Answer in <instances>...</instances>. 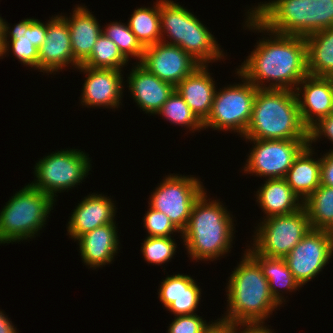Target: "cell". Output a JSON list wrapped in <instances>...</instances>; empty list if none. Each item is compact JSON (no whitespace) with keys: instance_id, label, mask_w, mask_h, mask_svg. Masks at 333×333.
Returning a JSON list of instances; mask_svg holds the SVG:
<instances>
[{"instance_id":"3957f363","label":"cell","mask_w":333,"mask_h":333,"mask_svg":"<svg viewBox=\"0 0 333 333\" xmlns=\"http://www.w3.org/2000/svg\"><path fill=\"white\" fill-rule=\"evenodd\" d=\"M242 257L228 278L227 313L222 319L236 324L265 322L281 305L273 298L259 263L246 250Z\"/></svg>"},{"instance_id":"8fae6325","label":"cell","mask_w":333,"mask_h":333,"mask_svg":"<svg viewBox=\"0 0 333 333\" xmlns=\"http://www.w3.org/2000/svg\"><path fill=\"white\" fill-rule=\"evenodd\" d=\"M162 181L151 193L148 204L154 210L166 214L182 232L188 224L195 201L205 191V187L193 175L170 173Z\"/></svg>"},{"instance_id":"484cf974","label":"cell","mask_w":333,"mask_h":333,"mask_svg":"<svg viewBox=\"0 0 333 333\" xmlns=\"http://www.w3.org/2000/svg\"><path fill=\"white\" fill-rule=\"evenodd\" d=\"M314 151L307 145L295 158L285 176L288 185L302 201L320 186L321 158L314 159Z\"/></svg>"},{"instance_id":"44dd1931","label":"cell","mask_w":333,"mask_h":333,"mask_svg":"<svg viewBox=\"0 0 333 333\" xmlns=\"http://www.w3.org/2000/svg\"><path fill=\"white\" fill-rule=\"evenodd\" d=\"M158 298L174 316L196 314L201 288L190 275L174 274L161 281Z\"/></svg>"},{"instance_id":"ac0fdd59","label":"cell","mask_w":333,"mask_h":333,"mask_svg":"<svg viewBox=\"0 0 333 333\" xmlns=\"http://www.w3.org/2000/svg\"><path fill=\"white\" fill-rule=\"evenodd\" d=\"M294 92L302 122L308 129L329 115L333 100L332 77L308 74L298 83Z\"/></svg>"},{"instance_id":"1f68e13d","label":"cell","mask_w":333,"mask_h":333,"mask_svg":"<svg viewBox=\"0 0 333 333\" xmlns=\"http://www.w3.org/2000/svg\"><path fill=\"white\" fill-rule=\"evenodd\" d=\"M128 63L129 61L121 54L117 45L101 34L91 55L81 65L89 68L122 70Z\"/></svg>"},{"instance_id":"5b68a950","label":"cell","mask_w":333,"mask_h":333,"mask_svg":"<svg viewBox=\"0 0 333 333\" xmlns=\"http://www.w3.org/2000/svg\"><path fill=\"white\" fill-rule=\"evenodd\" d=\"M249 11L279 34L306 37L333 27V0H272Z\"/></svg>"},{"instance_id":"ffe728a7","label":"cell","mask_w":333,"mask_h":333,"mask_svg":"<svg viewBox=\"0 0 333 333\" xmlns=\"http://www.w3.org/2000/svg\"><path fill=\"white\" fill-rule=\"evenodd\" d=\"M127 87L134 101L146 114L156 115L175 87L149 73L138 62L131 69Z\"/></svg>"},{"instance_id":"5bb4252c","label":"cell","mask_w":333,"mask_h":333,"mask_svg":"<svg viewBox=\"0 0 333 333\" xmlns=\"http://www.w3.org/2000/svg\"><path fill=\"white\" fill-rule=\"evenodd\" d=\"M139 64L174 87L201 65L179 46L163 42L144 47Z\"/></svg>"},{"instance_id":"4316f807","label":"cell","mask_w":333,"mask_h":333,"mask_svg":"<svg viewBox=\"0 0 333 333\" xmlns=\"http://www.w3.org/2000/svg\"><path fill=\"white\" fill-rule=\"evenodd\" d=\"M250 246L245 250L259 263L264 276L268 280L273 298L282 305V303L286 302L283 293L298 290L301 288L300 284L292 275L285 258L263 256Z\"/></svg>"},{"instance_id":"7c38bea8","label":"cell","mask_w":333,"mask_h":333,"mask_svg":"<svg viewBox=\"0 0 333 333\" xmlns=\"http://www.w3.org/2000/svg\"><path fill=\"white\" fill-rule=\"evenodd\" d=\"M243 139L254 145L242 171L265 179L285 178L295 158L308 145V139Z\"/></svg>"},{"instance_id":"f546056e","label":"cell","mask_w":333,"mask_h":333,"mask_svg":"<svg viewBox=\"0 0 333 333\" xmlns=\"http://www.w3.org/2000/svg\"><path fill=\"white\" fill-rule=\"evenodd\" d=\"M312 229H333V187L320 185L303 201Z\"/></svg>"},{"instance_id":"277c9868","label":"cell","mask_w":333,"mask_h":333,"mask_svg":"<svg viewBox=\"0 0 333 333\" xmlns=\"http://www.w3.org/2000/svg\"><path fill=\"white\" fill-rule=\"evenodd\" d=\"M259 140L308 139L293 90L258 88L249 125L242 136Z\"/></svg>"},{"instance_id":"74e56055","label":"cell","mask_w":333,"mask_h":333,"mask_svg":"<svg viewBox=\"0 0 333 333\" xmlns=\"http://www.w3.org/2000/svg\"><path fill=\"white\" fill-rule=\"evenodd\" d=\"M321 156L320 185L333 187V151Z\"/></svg>"},{"instance_id":"60d3db41","label":"cell","mask_w":333,"mask_h":333,"mask_svg":"<svg viewBox=\"0 0 333 333\" xmlns=\"http://www.w3.org/2000/svg\"><path fill=\"white\" fill-rule=\"evenodd\" d=\"M4 313L0 310V333H18L17 328L14 327L15 325Z\"/></svg>"},{"instance_id":"e0dca14e","label":"cell","mask_w":333,"mask_h":333,"mask_svg":"<svg viewBox=\"0 0 333 333\" xmlns=\"http://www.w3.org/2000/svg\"><path fill=\"white\" fill-rule=\"evenodd\" d=\"M70 64L73 68L80 65L73 57L68 22L61 13L47 21L46 38L38 49V71L49 75Z\"/></svg>"},{"instance_id":"b9f144b4","label":"cell","mask_w":333,"mask_h":333,"mask_svg":"<svg viewBox=\"0 0 333 333\" xmlns=\"http://www.w3.org/2000/svg\"><path fill=\"white\" fill-rule=\"evenodd\" d=\"M4 22H5V19H3L0 15V47H1V42L3 40V35H4Z\"/></svg>"},{"instance_id":"ab89813d","label":"cell","mask_w":333,"mask_h":333,"mask_svg":"<svg viewBox=\"0 0 333 333\" xmlns=\"http://www.w3.org/2000/svg\"><path fill=\"white\" fill-rule=\"evenodd\" d=\"M236 331L237 333H274L265 325V322L237 323Z\"/></svg>"},{"instance_id":"d6a6232c","label":"cell","mask_w":333,"mask_h":333,"mask_svg":"<svg viewBox=\"0 0 333 333\" xmlns=\"http://www.w3.org/2000/svg\"><path fill=\"white\" fill-rule=\"evenodd\" d=\"M102 29V34L111 39L118 47L121 54L129 61L130 57L138 59V63L141 61L144 47L137 40L129 28L128 23L111 22L105 25Z\"/></svg>"},{"instance_id":"f1b7e54d","label":"cell","mask_w":333,"mask_h":333,"mask_svg":"<svg viewBox=\"0 0 333 333\" xmlns=\"http://www.w3.org/2000/svg\"><path fill=\"white\" fill-rule=\"evenodd\" d=\"M154 4L135 9L128 20L129 28L143 47L161 42L160 0Z\"/></svg>"},{"instance_id":"4dcf8cb0","label":"cell","mask_w":333,"mask_h":333,"mask_svg":"<svg viewBox=\"0 0 333 333\" xmlns=\"http://www.w3.org/2000/svg\"><path fill=\"white\" fill-rule=\"evenodd\" d=\"M157 114L171 124L189 128L193 133L204 129L203 122L195 115L176 90L169 96Z\"/></svg>"},{"instance_id":"9a60e30c","label":"cell","mask_w":333,"mask_h":333,"mask_svg":"<svg viewBox=\"0 0 333 333\" xmlns=\"http://www.w3.org/2000/svg\"><path fill=\"white\" fill-rule=\"evenodd\" d=\"M9 25L8 22H4L0 58L6 57V54L11 51L15 56L14 58H17L21 64L38 70V49L45 41L47 22L26 18L15 24L14 28H10Z\"/></svg>"},{"instance_id":"d590c367","label":"cell","mask_w":333,"mask_h":333,"mask_svg":"<svg viewBox=\"0 0 333 333\" xmlns=\"http://www.w3.org/2000/svg\"><path fill=\"white\" fill-rule=\"evenodd\" d=\"M168 326V333H203L210 325L197 314L175 316Z\"/></svg>"},{"instance_id":"d6986e66","label":"cell","mask_w":333,"mask_h":333,"mask_svg":"<svg viewBox=\"0 0 333 333\" xmlns=\"http://www.w3.org/2000/svg\"><path fill=\"white\" fill-rule=\"evenodd\" d=\"M112 198L92 193L85 196L73 210L67 224V235L74 242L83 234L108 223H116L117 207Z\"/></svg>"},{"instance_id":"2e32d148","label":"cell","mask_w":333,"mask_h":333,"mask_svg":"<svg viewBox=\"0 0 333 333\" xmlns=\"http://www.w3.org/2000/svg\"><path fill=\"white\" fill-rule=\"evenodd\" d=\"M76 69L86 74L81 93V104L85 107L115 108L122 104L124 80L123 70L89 68L79 65Z\"/></svg>"},{"instance_id":"d4e9b609","label":"cell","mask_w":333,"mask_h":333,"mask_svg":"<svg viewBox=\"0 0 333 333\" xmlns=\"http://www.w3.org/2000/svg\"><path fill=\"white\" fill-rule=\"evenodd\" d=\"M264 182L255 195L265 214L263 219L291 214L303 207V201L291 189L285 178L266 179Z\"/></svg>"},{"instance_id":"8992f818","label":"cell","mask_w":333,"mask_h":333,"mask_svg":"<svg viewBox=\"0 0 333 333\" xmlns=\"http://www.w3.org/2000/svg\"><path fill=\"white\" fill-rule=\"evenodd\" d=\"M160 24L161 42L179 46L200 64L225 59L224 52L216 41L217 38L193 12L179 3L173 0H160Z\"/></svg>"},{"instance_id":"8d00e7d4","label":"cell","mask_w":333,"mask_h":333,"mask_svg":"<svg viewBox=\"0 0 333 333\" xmlns=\"http://www.w3.org/2000/svg\"><path fill=\"white\" fill-rule=\"evenodd\" d=\"M322 136L329 139L333 144V116L328 115L319 119L308 129V145L312 147V144L317 140L319 141ZM329 151H333V149Z\"/></svg>"},{"instance_id":"52a82bcc","label":"cell","mask_w":333,"mask_h":333,"mask_svg":"<svg viewBox=\"0 0 333 333\" xmlns=\"http://www.w3.org/2000/svg\"><path fill=\"white\" fill-rule=\"evenodd\" d=\"M54 205L55 200L30 184L16 191L0 211V245L33 239Z\"/></svg>"},{"instance_id":"30bf717a","label":"cell","mask_w":333,"mask_h":333,"mask_svg":"<svg viewBox=\"0 0 333 333\" xmlns=\"http://www.w3.org/2000/svg\"><path fill=\"white\" fill-rule=\"evenodd\" d=\"M251 246L258 254L285 258L311 229L308 213L303 206L294 213L271 216L255 227Z\"/></svg>"},{"instance_id":"603a6c76","label":"cell","mask_w":333,"mask_h":333,"mask_svg":"<svg viewBox=\"0 0 333 333\" xmlns=\"http://www.w3.org/2000/svg\"><path fill=\"white\" fill-rule=\"evenodd\" d=\"M208 64H201L184 78L175 90L183 97L195 115L204 122L211 113L216 86Z\"/></svg>"},{"instance_id":"e575fe53","label":"cell","mask_w":333,"mask_h":333,"mask_svg":"<svg viewBox=\"0 0 333 333\" xmlns=\"http://www.w3.org/2000/svg\"><path fill=\"white\" fill-rule=\"evenodd\" d=\"M148 207L149 210L142 219L143 226L148 233L147 237H172L174 232L182 233L166 214Z\"/></svg>"},{"instance_id":"836d02e7","label":"cell","mask_w":333,"mask_h":333,"mask_svg":"<svg viewBox=\"0 0 333 333\" xmlns=\"http://www.w3.org/2000/svg\"><path fill=\"white\" fill-rule=\"evenodd\" d=\"M141 247L144 260L152 265H162L176 254L177 243L174 237H146Z\"/></svg>"},{"instance_id":"7a4b0ae2","label":"cell","mask_w":333,"mask_h":333,"mask_svg":"<svg viewBox=\"0 0 333 333\" xmlns=\"http://www.w3.org/2000/svg\"><path fill=\"white\" fill-rule=\"evenodd\" d=\"M206 192L195 201L188 224L180 234L188 256L196 262L218 260L231 251L235 239L233 215L220 199L211 200Z\"/></svg>"},{"instance_id":"f35d334b","label":"cell","mask_w":333,"mask_h":333,"mask_svg":"<svg viewBox=\"0 0 333 333\" xmlns=\"http://www.w3.org/2000/svg\"><path fill=\"white\" fill-rule=\"evenodd\" d=\"M236 328V323L218 318L214 322L211 321L203 333H237Z\"/></svg>"},{"instance_id":"6da1fadb","label":"cell","mask_w":333,"mask_h":333,"mask_svg":"<svg viewBox=\"0 0 333 333\" xmlns=\"http://www.w3.org/2000/svg\"><path fill=\"white\" fill-rule=\"evenodd\" d=\"M246 14V29L270 37L259 39L255 49L236 70L257 88L294 91L308 75L305 37L276 33L249 10Z\"/></svg>"},{"instance_id":"9c48e42d","label":"cell","mask_w":333,"mask_h":333,"mask_svg":"<svg viewBox=\"0 0 333 333\" xmlns=\"http://www.w3.org/2000/svg\"><path fill=\"white\" fill-rule=\"evenodd\" d=\"M241 83L229 84L215 92L210 115L203 122L206 130L230 131L244 135L252 115L253 101L258 88L238 71ZM209 127V128H208Z\"/></svg>"},{"instance_id":"cb8c5ba5","label":"cell","mask_w":333,"mask_h":333,"mask_svg":"<svg viewBox=\"0 0 333 333\" xmlns=\"http://www.w3.org/2000/svg\"><path fill=\"white\" fill-rule=\"evenodd\" d=\"M86 7L77 5L73 8L71 16H64L70 30L73 57L80 65L91 55L103 29Z\"/></svg>"},{"instance_id":"7402d4cb","label":"cell","mask_w":333,"mask_h":333,"mask_svg":"<svg viewBox=\"0 0 333 333\" xmlns=\"http://www.w3.org/2000/svg\"><path fill=\"white\" fill-rule=\"evenodd\" d=\"M116 225V223H108L97 227L76 240L81 259L86 266L94 270L113 262L118 250L120 251Z\"/></svg>"},{"instance_id":"4fadbf2b","label":"cell","mask_w":333,"mask_h":333,"mask_svg":"<svg viewBox=\"0 0 333 333\" xmlns=\"http://www.w3.org/2000/svg\"><path fill=\"white\" fill-rule=\"evenodd\" d=\"M332 256L331 232L311 228L285 260L295 280L302 287L323 271Z\"/></svg>"},{"instance_id":"7bdbcfd3","label":"cell","mask_w":333,"mask_h":333,"mask_svg":"<svg viewBox=\"0 0 333 333\" xmlns=\"http://www.w3.org/2000/svg\"><path fill=\"white\" fill-rule=\"evenodd\" d=\"M329 115H330V116H333V100H332V105H331V110H330Z\"/></svg>"},{"instance_id":"83f0119b","label":"cell","mask_w":333,"mask_h":333,"mask_svg":"<svg viewBox=\"0 0 333 333\" xmlns=\"http://www.w3.org/2000/svg\"><path fill=\"white\" fill-rule=\"evenodd\" d=\"M308 74L333 78V27L305 37Z\"/></svg>"},{"instance_id":"ba28073f","label":"cell","mask_w":333,"mask_h":333,"mask_svg":"<svg viewBox=\"0 0 333 333\" xmlns=\"http://www.w3.org/2000/svg\"><path fill=\"white\" fill-rule=\"evenodd\" d=\"M90 159L88 153L78 149L52 152L35 164L36 179L29 184L56 202L57 192H68L88 177L92 167Z\"/></svg>"}]
</instances>
